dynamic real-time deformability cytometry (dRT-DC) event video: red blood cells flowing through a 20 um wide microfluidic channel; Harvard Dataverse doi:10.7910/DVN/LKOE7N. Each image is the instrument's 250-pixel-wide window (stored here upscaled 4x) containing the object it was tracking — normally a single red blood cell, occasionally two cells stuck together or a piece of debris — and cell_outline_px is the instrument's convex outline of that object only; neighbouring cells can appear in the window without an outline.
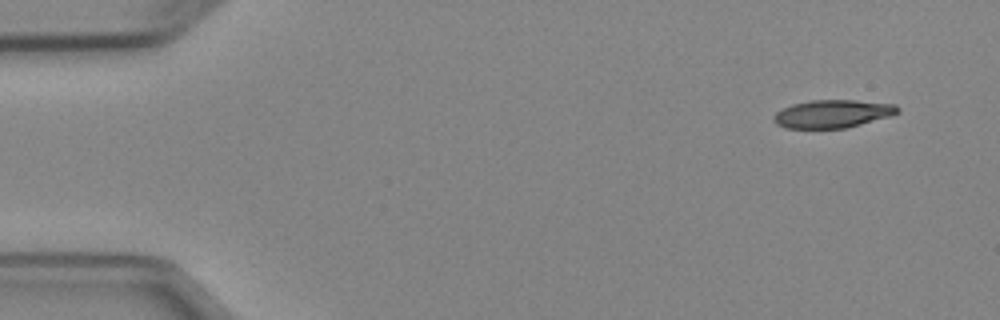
{"species": "Egyptian fruit bat (a non-hibernating species)", "species_latin": "Rousettus aegyptiacus", "temperature_condition": "cold", "stored_images_in_passage": 4, "camera_frame_rate_fps": 3000, "um_per_image_px": 0.085, "animal": {"sex": "female"}, "frame": {"image": 1, "passage_image": 1, "time_ms": 0.0, "image_size_px": [1000, 320], "cell_outline_px": [[900, 112], [892, 116], [844, 128], [784, 128], [776, 124], [772, 120], [772, 116], [776, 112], [792, 104], [812, 100], [856, 100], [896, 104], [900, 108]], "centroid_in_image_um": [70.78, 9.67], "position_along_channel_um": 14.2, "area_um2": 20.35}}
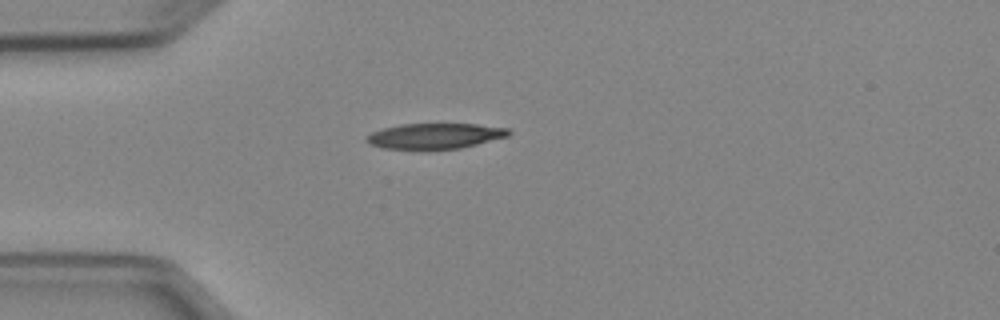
{"frame": {"image": 2, "passage_image": 4, "time_ms": 3.333, "image_size_px": [1000, 320], "cell_outline_px": [[512, 132], [508, 136], [460, 148], [428, 152], [420, 152], [384, 148], [372, 144], [364, 140], [372, 132], [384, 128], [400, 124], [476, 124], [508, 128]], "centroid_in_image_um": [36.94, 11.6], "position_along_channel_um": 48.1, "area_um2": 21.79}}